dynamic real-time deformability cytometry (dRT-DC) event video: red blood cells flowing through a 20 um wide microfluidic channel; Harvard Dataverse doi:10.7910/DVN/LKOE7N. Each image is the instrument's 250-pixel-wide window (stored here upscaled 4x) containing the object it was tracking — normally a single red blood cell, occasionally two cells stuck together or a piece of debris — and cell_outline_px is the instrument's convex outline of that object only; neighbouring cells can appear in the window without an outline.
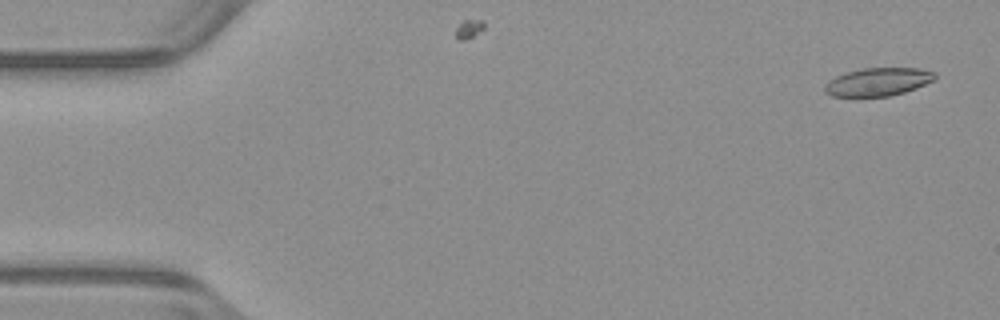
{"species": "common noctule bat (a hibernating species)", "species_latin": "Nyctalus noctula", "temperature_condition": "warm", "stored_images_in_passage": 4, "camera_frame_rate_fps": 3000, "um_per_image_px": 0.085, "animal": {"sex": "male", "body_mass_g": 23.1, "forearm_length_mm": 52.7}, "frame": {"image": 1, "passage_image": 1, "time_ms": 0.0, "image_size_px": [1000, 320], "cell_outline_px": [[936, 80], [916, 88], [904, 92], [888, 96], [832, 96], [824, 92], [824, 88], [828, 80], [836, 76], [848, 72], [864, 68], [920, 68], [936, 72]], "centroid_in_image_um": [74.67, 6.95], "position_along_channel_um": 10.3, "area_um2": 18.03}}